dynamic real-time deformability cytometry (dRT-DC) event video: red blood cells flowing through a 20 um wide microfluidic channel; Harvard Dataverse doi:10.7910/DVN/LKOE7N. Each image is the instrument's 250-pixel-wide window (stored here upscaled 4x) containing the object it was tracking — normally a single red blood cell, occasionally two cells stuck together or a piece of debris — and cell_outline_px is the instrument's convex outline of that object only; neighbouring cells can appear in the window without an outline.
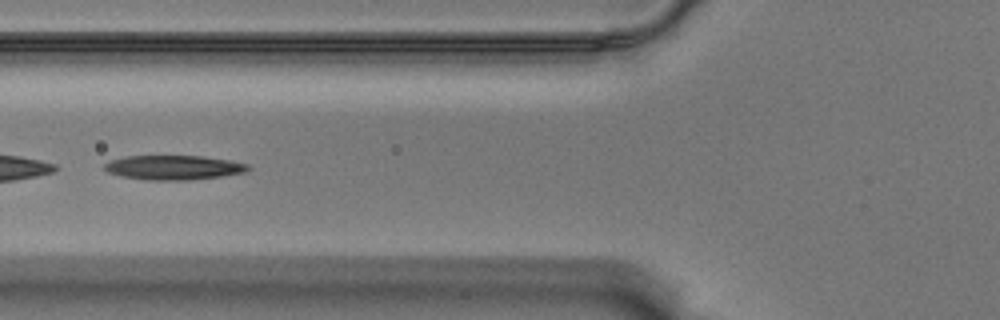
{"species": "Egyptian fruit bat (a non-hibernating species)", "species_latin": "Rousettus aegyptiacus", "temperature_condition": "warm", "stored_images_in_passage": 21, "camera_frame_rate_fps": 3000, "um_per_image_px": 0.085, "animal": {"sex": "male"}, "frame": {"image": 1, "passage_image": 7, "time_ms": 2.0, "image_size_px": [1000, 320], "cell_outline_px": [[252, 168], [244, 172], [220, 176], [188, 180], [148, 180], [120, 176], [108, 172], [104, 168], [104, 164], [108, 160], [124, 156], [200, 156], [228, 160], [248, 164]], "centroid_in_image_um": [14.71, 14.23], "position_along_channel_um": 111.1, "area_um2": 20.4}}
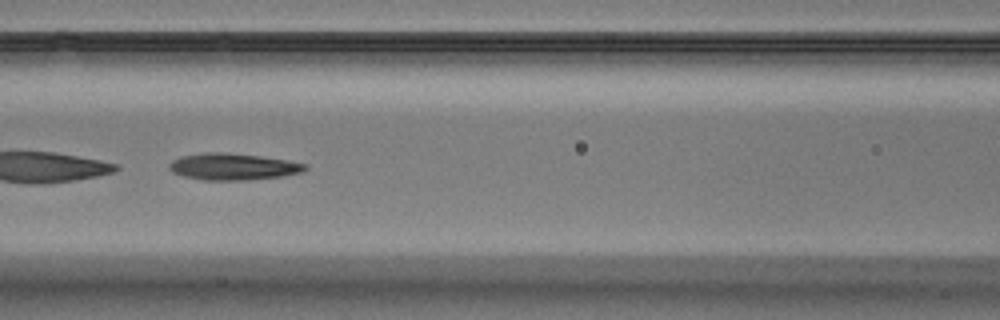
{"frame": {"image": 2, "passage_image": 10, "time_ms": 3.0, "image_size_px": [1000, 320], "cell_outline_px": [[308, 168], [304, 172], [280, 176], [248, 180], [200, 180], [184, 176], [172, 172], [168, 168], [168, 164], [172, 160], [180, 156], [204, 152], [228, 152], [260, 156], [308, 164]], "centroid_in_image_um": [19.77, 14.16], "position_along_channel_um": 146.8, "area_um2": 21.27}}